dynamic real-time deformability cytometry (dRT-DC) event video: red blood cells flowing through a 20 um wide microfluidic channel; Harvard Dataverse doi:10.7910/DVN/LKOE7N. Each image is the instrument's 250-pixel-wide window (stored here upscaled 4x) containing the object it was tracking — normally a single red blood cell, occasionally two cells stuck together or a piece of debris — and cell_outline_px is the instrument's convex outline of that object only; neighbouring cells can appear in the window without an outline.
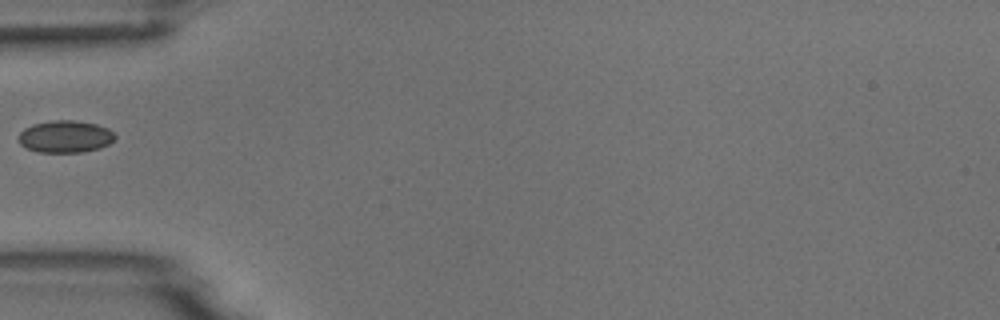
{"species": "common noctule bat (a hibernating species)", "species_latin": "Nyctalus noctula", "temperature_condition": "room temperature", "stored_images_in_passage": 5, "segment_of_instrument_passage": [2, 2], "camera_frame_rate_fps": 3000, "um_per_image_px": 0.085, "animal": {"sex": "male", "body_mass_g": 18.8}, "frame": {"image": 1, "passage_image": 5, "time_ms": 4.667, "image_size_px": [1000, 320], "cell_outline_px": [[116, 136], [108, 144], [100, 148], [84, 152], [40, 152], [28, 148], [20, 144], [20, 132], [24, 128], [32, 124], [52, 120], [76, 120], [96, 124], [108, 128]], "centroid_in_image_um": [5.56, 11.6], "position_along_channel_um": 79.4, "area_um2": 17.98}}